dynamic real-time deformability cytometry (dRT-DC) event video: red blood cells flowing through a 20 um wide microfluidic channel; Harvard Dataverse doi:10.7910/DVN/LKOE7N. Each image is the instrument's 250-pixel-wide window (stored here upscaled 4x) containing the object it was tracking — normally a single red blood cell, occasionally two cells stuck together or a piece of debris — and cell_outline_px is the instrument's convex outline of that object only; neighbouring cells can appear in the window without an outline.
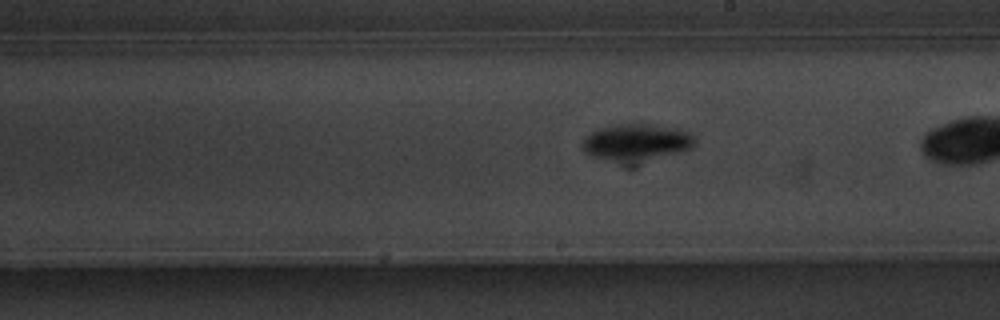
{"species": "common noctule bat (a hibernating species)", "species_latin": "Nyctalus noctula", "temperature_condition": "warm", "stored_images_in_passage": 28, "camera_frame_rate_fps": 3000, "um_per_image_px": 0.085, "animal": {"sex": "male", "body_mass_g": 20.1, "forearm_length_mm": 53.5}, "frame": {"image": 1, "passage_image": 16, "time_ms": 5.0, "image_size_px": [1000, 320], "cell_outline_px": [[696, 144], [692, 148], [680, 152], [652, 156], [616, 160], [612, 160], [592, 156], [584, 152], [580, 148], [580, 144], [592, 132], [600, 128], [620, 124], [644, 124], [680, 128], [692, 132], [696, 136]], "centroid_in_image_um": [54.14, 12.02], "position_along_channel_um": 234.9, "area_um2": 23.06}}